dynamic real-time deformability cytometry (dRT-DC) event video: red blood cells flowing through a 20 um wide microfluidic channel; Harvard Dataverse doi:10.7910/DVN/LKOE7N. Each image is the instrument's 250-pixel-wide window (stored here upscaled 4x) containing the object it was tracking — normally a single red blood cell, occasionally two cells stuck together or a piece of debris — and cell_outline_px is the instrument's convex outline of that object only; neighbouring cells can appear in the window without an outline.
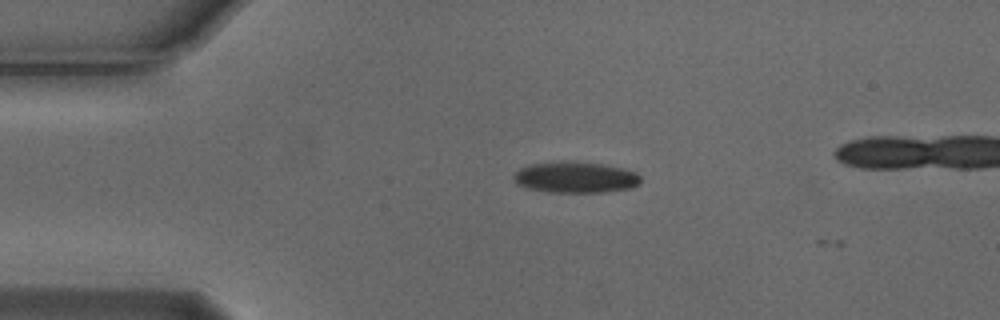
{"species": "Egyptian fruit bat (a non-hibernating species)", "species_latin": "Rousettus aegyptiacus", "temperature_condition": "cold", "stored_images_in_passage": 4, "camera_frame_rate_fps": 3000, "um_per_image_px": 0.085, "animal": {"sex": "male"}, "frame": {"image": 1, "passage_image": 2, "time_ms": 0.333, "image_size_px": [1000, 320], "cell_outline_px": [[640, 184], [628, 188], [604, 192], [548, 192], [528, 188], [516, 184], [512, 180], [512, 176], [520, 168], [528, 164], [604, 164], [624, 168], [636, 172], [640, 176]], "centroid_in_image_um": [48.92, 15.11], "position_along_channel_um": 36.1, "area_um2": 22.25}}